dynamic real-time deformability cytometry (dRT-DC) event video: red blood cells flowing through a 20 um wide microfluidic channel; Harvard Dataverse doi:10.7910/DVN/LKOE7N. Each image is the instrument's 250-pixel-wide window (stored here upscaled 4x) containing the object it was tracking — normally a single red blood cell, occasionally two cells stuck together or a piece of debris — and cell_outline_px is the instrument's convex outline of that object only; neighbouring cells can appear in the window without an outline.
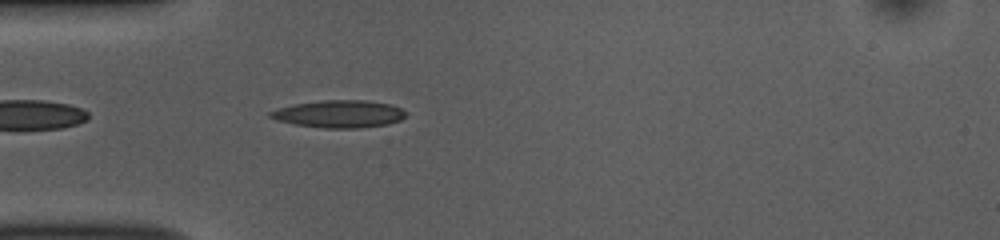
{"species": "common noctule bat (a hibernating species)", "species_latin": "Nyctalus noctula", "temperature_condition": "room temperature", "stored_images_in_passage": 40, "camera_frame_rate_fps": 3000, "um_per_image_px": 0.085, "animal": {"sex": "female", "body_mass_g": 10.0, "forearm_length_mm": 53.1}, "frame": {"image": 1, "passage_image": 3, "time_ms": 0.667, "image_size_px": [1000, 240], "cell_outline_px": [[408, 112], [400, 120], [388, 124], [360, 128], [324, 128], [296, 124], [276, 120], [268, 116], [268, 112], [276, 108], [292, 104], [320, 100], [364, 100], [392, 104]], "centroid_in_image_um": [28.81, 9.67], "position_along_channel_um": 56.2, "area_um2": 21.85}}
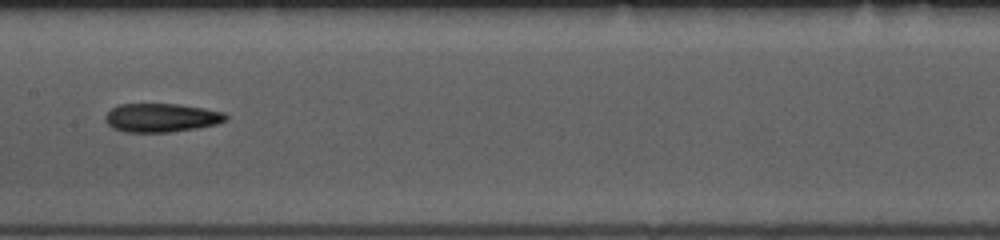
{"frame": {"image": 2, "passage_image": 14, "time_ms": 4.333, "image_size_px": [1000, 240], "cell_outline_px": [[228, 120], [216, 124], [196, 128], [168, 132], [124, 132], [112, 128], [104, 120], [104, 116], [112, 108], [120, 104], [176, 104], [204, 108], [224, 112], [228, 116]], "centroid_in_image_um": [13.71, 10.01], "position_along_channel_um": 193.7, "area_um2": 20.17}}
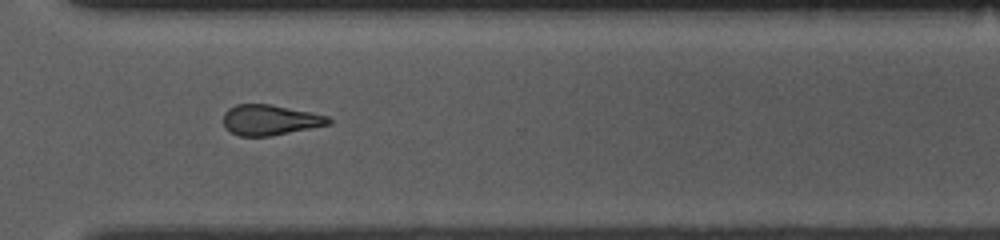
{"frame": {"image": 3, "passage_image": 26, "time_ms": 8.333, "image_size_px": [1000, 240], "cell_outline_px": [[332, 124], [272, 136], [240, 136], [224, 128], [224, 112], [228, 108], [236, 104], [268, 104], [312, 112], [328, 116], [332, 120]], "centroid_in_image_um": [22.97, 10.2], "position_along_channel_um": 347.6, "area_um2": 18.79}, "authors_computed_cell_mechanics": {"area_um2": 19.4497, "velocity_mm_per_s": 3.8569, "shape_relaxation_time_tau1_ms": null, "shape_relaxation_time_tau2_ms": 5.1285, "deformation_change_tau1": null, "deformation_change_tau2": 0.1766}}